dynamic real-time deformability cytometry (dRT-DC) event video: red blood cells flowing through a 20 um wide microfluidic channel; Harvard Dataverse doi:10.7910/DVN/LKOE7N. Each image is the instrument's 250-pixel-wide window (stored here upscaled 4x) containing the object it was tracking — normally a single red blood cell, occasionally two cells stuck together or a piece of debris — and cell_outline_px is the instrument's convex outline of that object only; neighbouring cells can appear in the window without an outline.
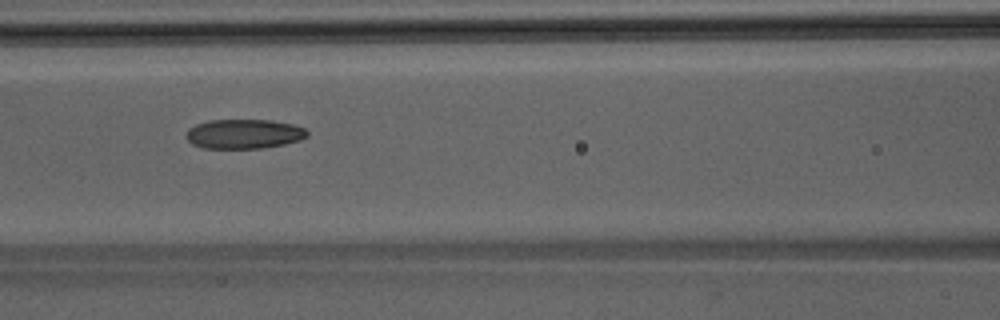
{"species": "Egyptian fruit bat (a non-hibernating species)", "species_latin": "Rousettus aegyptiacus", "temperature_condition": "room temperature", "stored_images_in_passage": 49, "camera_frame_rate_fps": 3000, "um_per_image_px": 0.085, "animal": {"sex": "male"}, "frame": {"image": 1, "passage_image": 22, "time_ms": 7.0, "image_size_px": [1000, 320], "cell_outline_px": [[308, 136], [300, 140], [284, 144], [264, 148], [204, 148], [192, 144], [184, 136], [188, 128], [196, 124], [208, 120], [272, 120], [292, 124], [304, 128], [308, 132]], "centroid_in_image_um": [20.72, 11.38], "position_along_channel_um": 145.9, "area_um2": 20.92}}
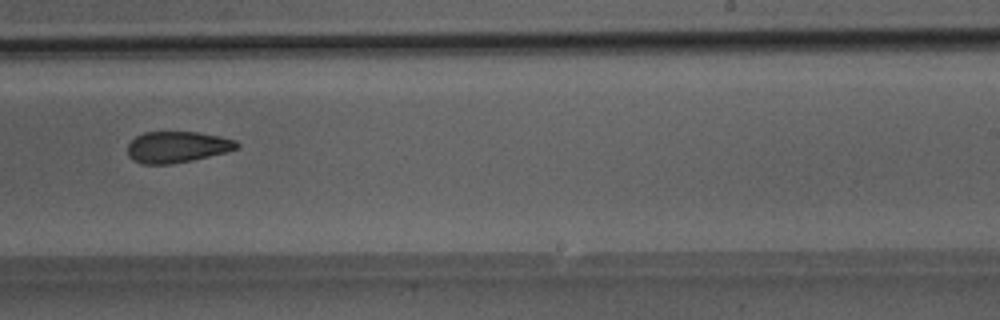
{"frame": {"image": 2, "passage_image": 31, "time_ms": 10.0, "image_size_px": [1000, 320], "cell_outline_px": [[240, 144], [236, 148], [228, 152], [192, 160], [172, 164], [144, 164], [132, 160], [128, 156], [128, 144], [136, 136], [144, 132], [196, 132], [220, 136], [236, 140]], "centroid_in_image_um": [15.06, 12.5], "position_along_channel_um": 273.9, "area_um2": 19.94}}
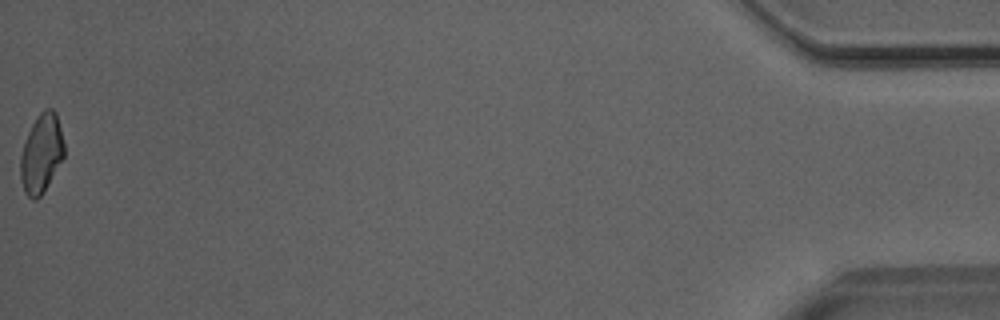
{"frame": {"image": 3, "passage_image": 49, "time_ms": 16.0, "image_size_px": [1000, 320], "cell_outline_px": [[64, 156], [44, 192], [36, 200], [32, 200], [24, 192], [20, 180], [20, 156], [28, 132], [36, 116], [44, 108], [52, 108], [56, 112], [64, 144]], "centroid_in_image_um": [3.5, 13.05], "position_along_channel_um": 431.7, "area_um2": 20.17}}